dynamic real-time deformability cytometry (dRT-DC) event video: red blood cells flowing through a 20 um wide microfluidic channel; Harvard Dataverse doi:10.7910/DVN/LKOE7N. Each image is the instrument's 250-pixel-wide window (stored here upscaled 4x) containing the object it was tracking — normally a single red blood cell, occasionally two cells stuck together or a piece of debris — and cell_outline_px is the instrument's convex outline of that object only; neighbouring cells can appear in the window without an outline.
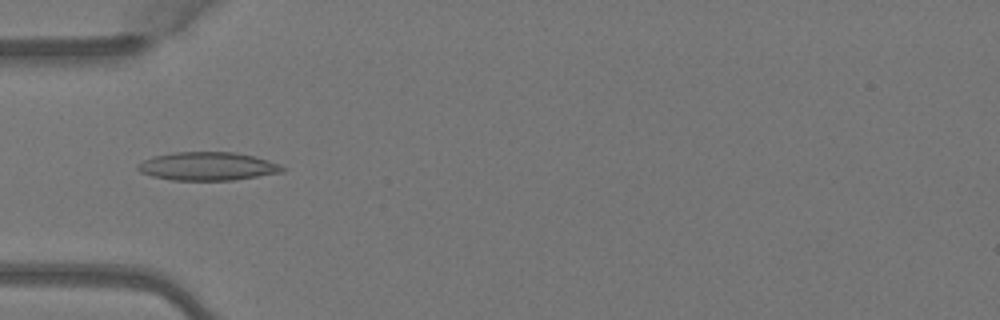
{"species": "Egyptian fruit bat (a non-hibernating species)", "species_latin": "Rousettus aegyptiacus", "temperature_condition": "warm", "stored_images_in_passage": 3, "camera_frame_rate_fps": 3000, "um_per_image_px": 0.085, "animal": {"sex": "female"}, "frame": {"image": 1, "passage_image": 2, "time_ms": 0.333, "image_size_px": [1000, 320], "cell_outline_px": [[288, 168], [284, 172], [232, 180], [172, 180], [152, 176], [140, 172], [136, 168], [136, 164], [152, 156], [176, 152], [232, 152], [256, 156], [268, 160]], "centroid_in_image_um": [17.65, 14.13], "position_along_channel_um": 67.4, "area_um2": 23.99}}
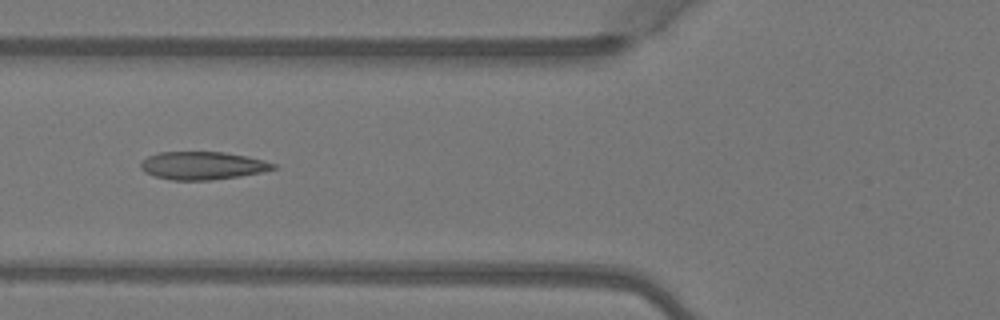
{"frame": {"image": 2, "passage_image": 3, "time_ms": 0.667, "image_size_px": [1000, 320], "cell_outline_px": [[280, 168], [264, 172], [240, 176], [212, 180], [172, 180], [156, 176], [144, 172], [140, 168], [140, 164], [148, 156], [156, 152], [224, 152], [264, 160], [276, 164]], "centroid_in_image_um": [17.25, 14.08], "position_along_channel_um": 108.5, "area_um2": 21.68}}